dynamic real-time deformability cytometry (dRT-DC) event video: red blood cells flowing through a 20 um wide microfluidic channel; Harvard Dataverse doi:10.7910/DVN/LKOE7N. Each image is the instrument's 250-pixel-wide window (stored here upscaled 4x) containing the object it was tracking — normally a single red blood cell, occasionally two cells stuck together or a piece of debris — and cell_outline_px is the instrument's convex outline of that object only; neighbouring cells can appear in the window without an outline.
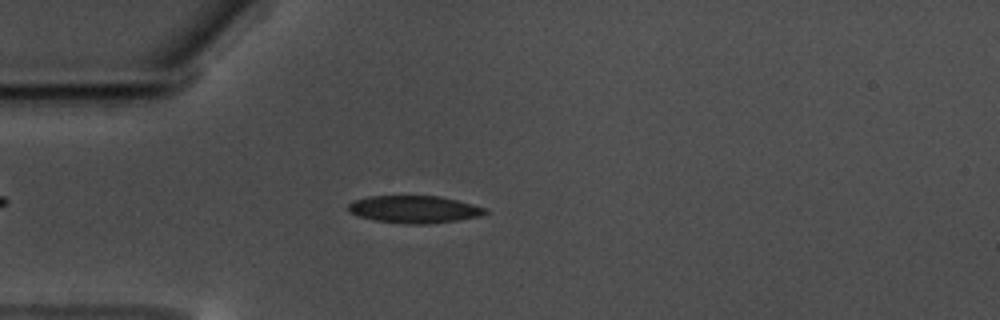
{"species": "common noctule bat (a hibernating species)", "species_latin": "Nyctalus noctula", "temperature_condition": "warm", "stored_images_in_passage": 47, "camera_frame_rate_fps": 3000, "um_per_image_px": 0.085, "animal": {"sex": "male", "body_mass_g": 17.5, "forearm_length_mm": 52.3}, "frame": {"image": 1, "passage_image": 5, "time_ms": 1.333, "image_size_px": [1000, 320], "cell_outline_px": [[488, 212], [480, 216], [456, 220], [424, 224], [408, 224], [376, 220], [360, 216], [348, 212], [348, 204], [352, 200], [368, 196], [440, 196], [472, 204], [484, 208]], "centroid_in_image_um": [35.16, 17.78], "position_along_channel_um": 49.8, "area_um2": 21.62}}
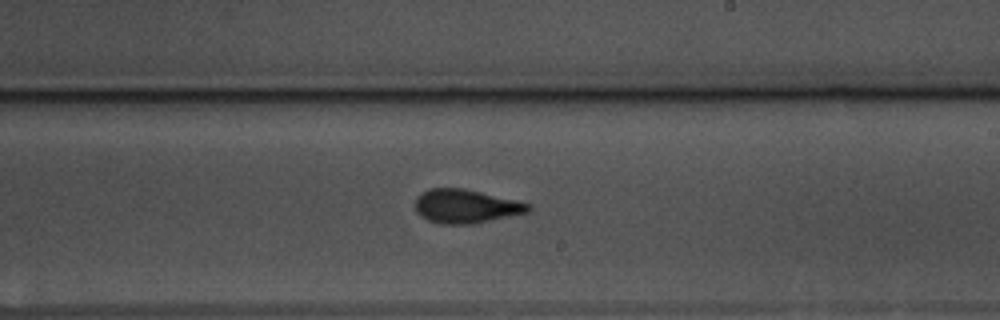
{"frame": {"image": 2, "passage_image": 23, "time_ms": 7.333, "image_size_px": [1000, 320], "cell_outline_px": [[532, 212], [472, 224], [440, 224], [428, 220], [420, 216], [416, 212], [416, 196], [420, 192], [428, 188], [464, 188], [516, 200], [532, 204]], "centroid_in_image_um": [39.62, 17.53], "position_along_channel_um": 249.4, "area_um2": 22.6}}
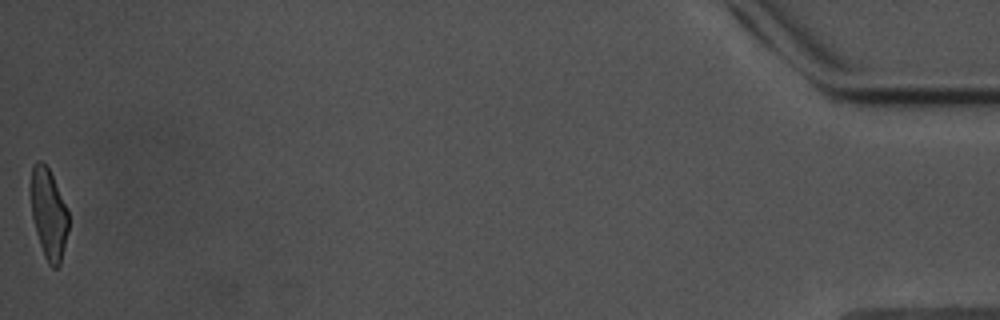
{"frame": {"image": 3, "passage_image": 47, "time_ms": 15.333, "image_size_px": [1000, 320], "cell_outline_px": [[68, 228], [64, 248], [60, 264], [56, 268], [52, 268], [48, 264], [44, 256], [36, 232], [32, 216], [28, 188], [32, 164], [36, 160], [40, 160], [48, 168], [68, 208]], "centroid_in_image_um": [4.09, 18.12], "position_along_channel_um": 431.1, "area_um2": 20.29}, "authors_computed_cell_mechanics": {"area_um2": 21.7328, "velocity_mm_per_s": 3.5262, "shape_relaxation_time_tau1_ms": 5.8266, "shape_relaxation_time_tau2_ms": 1.6763, "deformation_change_tau1": 0.181, "deformation_change_tau2": 0.0762}}